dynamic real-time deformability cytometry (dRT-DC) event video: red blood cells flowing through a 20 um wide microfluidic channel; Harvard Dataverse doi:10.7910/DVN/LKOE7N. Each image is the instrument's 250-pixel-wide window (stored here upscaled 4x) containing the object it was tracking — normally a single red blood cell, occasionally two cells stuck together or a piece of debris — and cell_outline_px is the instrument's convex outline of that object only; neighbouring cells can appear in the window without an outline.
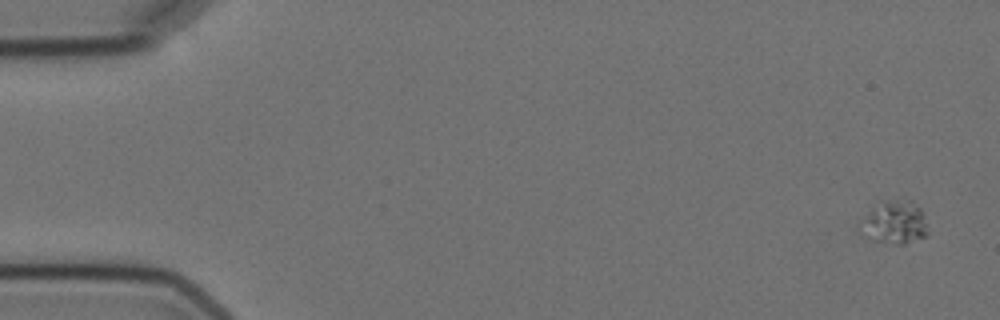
{"species": "Egyptian fruit bat (a non-hibernating species)", "species_latin": "Rousettus aegyptiacus", "temperature_condition": "cold", "stored_images_in_passage": 2, "camera_frame_rate_fps": 3000, "um_per_image_px": 0.085, "animal": {"sex": "female"}, "frame": {"image": 1, "passage_image": 2, "time_ms": 2.0, "image_size_px": [1000, 320], "cell_outline_px": [[928, 236], [904, 244], [892, 244], [872, 240], [860, 232], [872, 208], [896, 200], [908, 200], [920, 208], [924, 216], [928, 232]], "centroid_in_image_um": [76.13, 18.97], "position_along_channel_um": 8.9, "area_um2": 16.13}}